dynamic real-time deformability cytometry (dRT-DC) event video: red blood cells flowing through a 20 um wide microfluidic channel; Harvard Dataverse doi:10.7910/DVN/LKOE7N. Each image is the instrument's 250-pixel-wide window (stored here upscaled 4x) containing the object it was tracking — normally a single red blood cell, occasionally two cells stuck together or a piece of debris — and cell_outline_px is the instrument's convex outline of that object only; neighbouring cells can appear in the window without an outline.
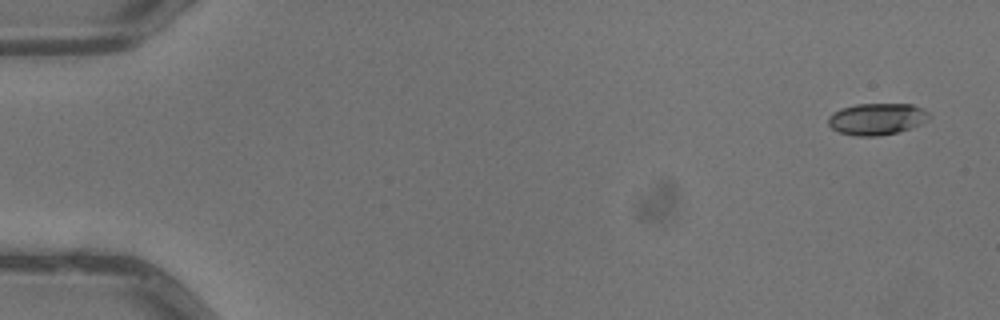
{"species": "common noctule bat (a hibernating species)", "species_latin": "Nyctalus noctula", "temperature_condition": "warm", "stored_images_in_passage": 4, "camera_frame_rate_fps": 3000, "um_per_image_px": 0.085, "animal": {"sex": "male", "body_mass_g": 13.3}, "frame": {"image": 1, "passage_image": 1, "time_ms": 0.0, "image_size_px": [1000, 320], "cell_outline_px": [[932, 116], [928, 120], [912, 128], [900, 132], [880, 136], [856, 136], [840, 132], [832, 128], [828, 124], [828, 116], [832, 112], [840, 108], [856, 104], [912, 104], [924, 108]], "centroid_in_image_um": [74.56, 10.11], "position_along_channel_um": 10.4, "area_um2": 18.96}}
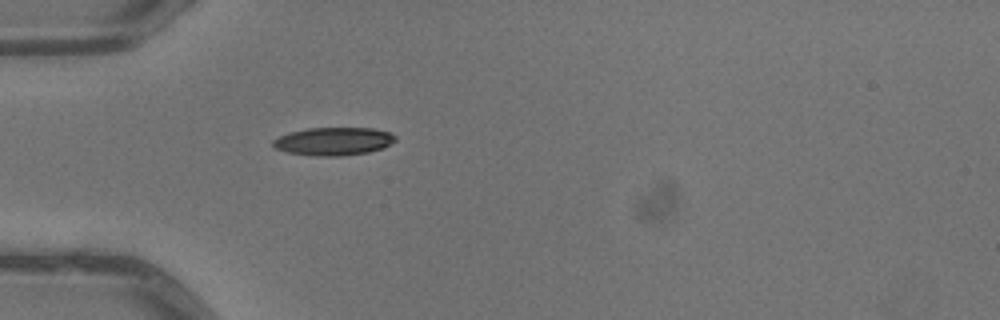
{"frame": {"image": 2, "passage_image": 4, "time_ms": 1.0, "image_size_px": [1000, 320], "cell_outline_px": [[396, 140], [380, 148], [368, 152], [340, 156], [316, 156], [288, 152], [276, 148], [272, 144], [272, 140], [288, 132], [308, 128], [372, 128], [388, 132], [396, 136]], "centroid_in_image_um": [28.32, 12.0], "position_along_channel_um": 56.7, "area_um2": 19.77}}